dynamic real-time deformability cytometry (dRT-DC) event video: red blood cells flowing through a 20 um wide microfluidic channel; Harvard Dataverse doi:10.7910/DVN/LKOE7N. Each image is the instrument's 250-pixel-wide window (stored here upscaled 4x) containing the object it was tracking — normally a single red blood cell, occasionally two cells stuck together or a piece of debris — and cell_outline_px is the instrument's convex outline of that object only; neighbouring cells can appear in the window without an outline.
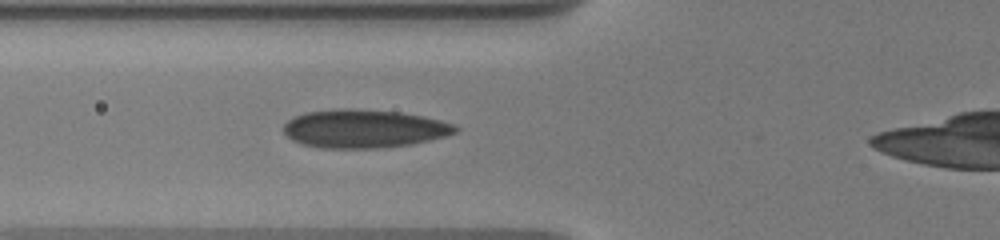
{"species": "human", "species_latin": "Homo sapiens", "temperature_condition": "warm", "stored_images_in_passage": 4, "camera_frame_rate_fps": 3000, "um_per_image_px": 0.085, "donor": {"sex": "male"}, "frame": {"image": 1, "passage_image": 4, "time_ms": 3.333, "image_size_px": [1000, 240], "cell_outline_px": [[460, 128], [456, 132], [444, 136], [412, 144], [376, 148], [324, 148], [304, 144], [292, 140], [284, 132], [284, 124], [292, 116], [304, 112], [340, 108], [356, 108], [400, 112], [424, 116], [440, 120], [452, 124]], "centroid_in_image_um": [30.91, 10.92], "position_along_channel_um": 94.9, "area_um2": 38.44}}